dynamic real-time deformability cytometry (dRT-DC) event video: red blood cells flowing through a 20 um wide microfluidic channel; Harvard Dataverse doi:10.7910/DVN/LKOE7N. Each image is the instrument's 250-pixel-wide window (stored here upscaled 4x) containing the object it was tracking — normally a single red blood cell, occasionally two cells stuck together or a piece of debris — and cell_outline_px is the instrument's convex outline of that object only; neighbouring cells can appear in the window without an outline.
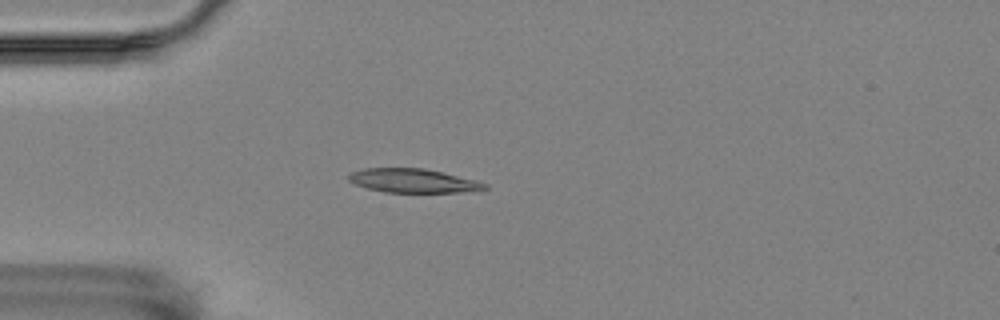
{"species": "Egyptian fruit bat (a non-hibernating species)", "species_latin": "Rousettus aegyptiacus", "temperature_condition": "room temperature", "stored_images_in_passage": 38, "camera_frame_rate_fps": 3000, "um_per_image_px": 0.085, "animal": {"sex": "female"}, "frame": {"image": 1, "passage_image": 3, "time_ms": 0.667, "image_size_px": [1000, 320], "cell_outline_px": [[488, 188], [460, 192], [384, 192], [368, 188], [356, 184], [348, 180], [348, 176], [352, 172], [364, 168], [424, 168], [476, 180], [488, 184]], "centroid_in_image_um": [35.11, 15.35], "position_along_channel_um": 49.9, "area_um2": 18.73}}
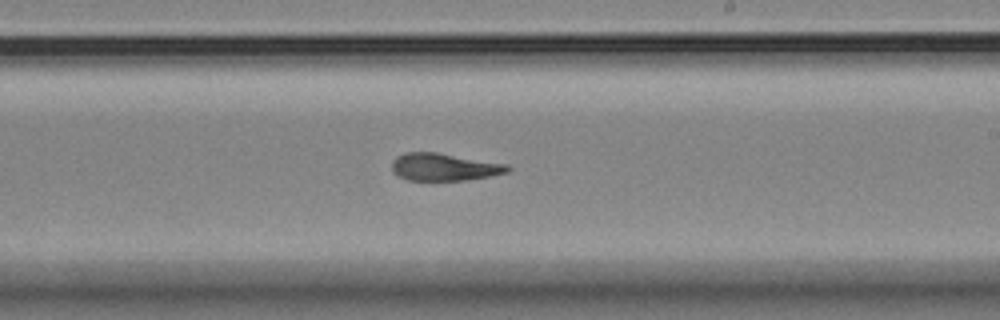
{"frame": {"image": 2, "passage_image": 21, "time_ms": 6.667, "image_size_px": [1000, 320], "cell_outline_px": [[512, 168], [508, 172], [488, 176], [464, 180], [408, 180], [396, 176], [392, 172], [392, 160], [396, 156], [404, 152], [436, 152], [508, 164]], "centroid_in_image_um": [37.71, 14.19], "position_along_channel_um": 251.3, "area_um2": 18.61}}
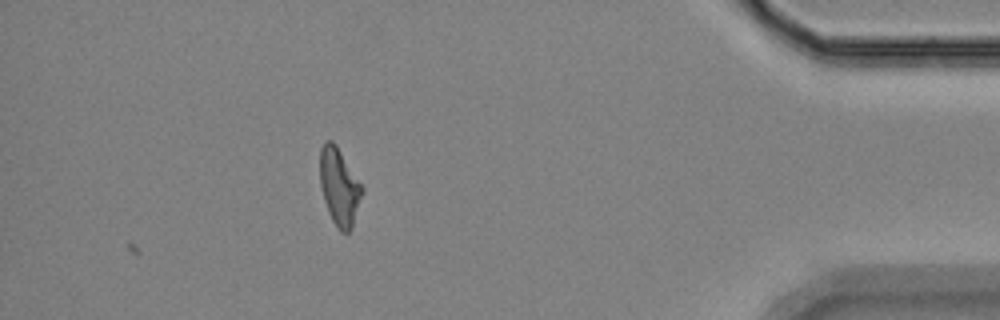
{"frame": {"image": 3, "passage_image": 38, "time_ms": 12.333, "image_size_px": [1000, 320], "cell_outline_px": [[364, 192], [352, 228], [348, 232], [340, 232], [336, 228], [328, 212], [324, 200], [320, 184], [320, 148], [324, 140], [332, 140], [336, 144], [364, 188]], "centroid_in_image_um": [28.84, 15.88], "position_along_channel_um": 406.4, "area_um2": 19.19}, "authors_computed_cell_mechanics": {"area_um2": 18.8139, "velocity_mm_per_s": 3.5428, "shape_relaxation_time_tau1_ms": 8.8185, "shape_relaxation_time_tau2_ms": 4.6378, "deformation_change_tau1": 0.2359, "deformation_change_tau2": 0.1105}}